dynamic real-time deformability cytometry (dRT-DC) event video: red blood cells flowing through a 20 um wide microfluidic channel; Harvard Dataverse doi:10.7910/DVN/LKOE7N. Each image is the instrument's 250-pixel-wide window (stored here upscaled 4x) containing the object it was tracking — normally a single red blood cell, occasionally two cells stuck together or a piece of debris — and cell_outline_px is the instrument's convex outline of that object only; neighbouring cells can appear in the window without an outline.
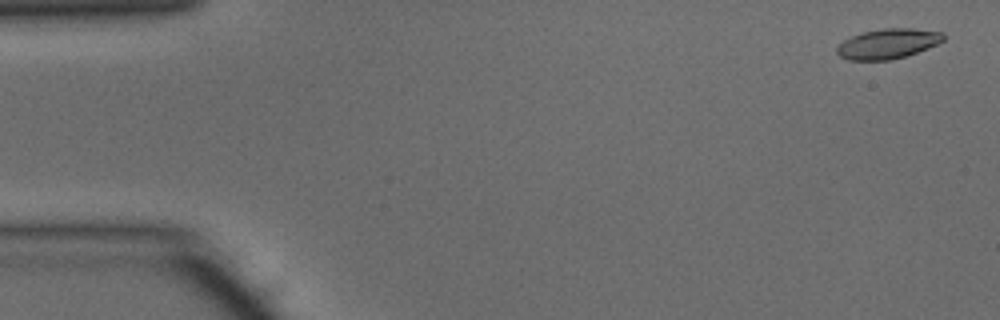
{"species": "common noctule bat (a hibernating species)", "species_latin": "Nyctalus noctula", "temperature_condition": "warm", "stored_images_in_passage": 9, "camera_frame_rate_fps": 3000, "um_per_image_px": 0.085, "animal": {"sex": "male", "body_mass_g": 15.6}, "frame": {"image": 1, "passage_image": 2, "time_ms": 0.333, "image_size_px": [1000, 320], "cell_outline_px": [[944, 40], [928, 48], [904, 56], [888, 60], [848, 60], [840, 56], [836, 52], [836, 48], [844, 40], [852, 36], [864, 32], [884, 28], [912, 28], [944, 32]], "centroid_in_image_um": [75.47, 3.71], "position_along_channel_um": 9.5, "area_um2": 18.44}}